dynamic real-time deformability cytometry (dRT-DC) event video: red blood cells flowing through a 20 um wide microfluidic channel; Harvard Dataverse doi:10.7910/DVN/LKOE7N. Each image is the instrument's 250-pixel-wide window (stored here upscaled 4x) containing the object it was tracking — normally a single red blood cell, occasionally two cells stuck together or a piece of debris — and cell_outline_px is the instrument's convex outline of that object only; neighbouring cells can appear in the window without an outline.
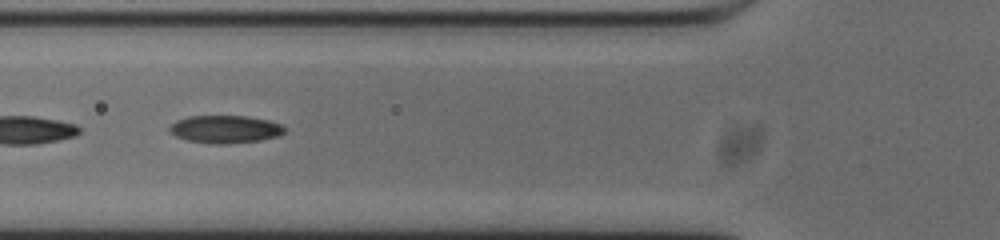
{"species": "common noctule bat (a hibernating species)", "species_latin": "Nyctalus noctula", "temperature_condition": "cold", "stored_images_in_passage": 22, "segment_of_instrument_passage": [2, 2], "camera_frame_rate_fps": 3000, "um_per_image_px": 0.085, "animal": {"sex": "male", "body_mass_g": 20.0, "forearm_length_mm": 53.3}, "frame": {"image": 1, "passage_image": 18, "time_ms": 5.667, "image_size_px": [1000, 240], "cell_outline_px": [[284, 132], [276, 136], [260, 140], [188, 140], [176, 136], [168, 128], [176, 120], [188, 116], [248, 116], [268, 120], [284, 124]], "centroid_in_image_um": [19.17, 10.9], "position_along_channel_um": 106.6, "area_um2": 17.28}}